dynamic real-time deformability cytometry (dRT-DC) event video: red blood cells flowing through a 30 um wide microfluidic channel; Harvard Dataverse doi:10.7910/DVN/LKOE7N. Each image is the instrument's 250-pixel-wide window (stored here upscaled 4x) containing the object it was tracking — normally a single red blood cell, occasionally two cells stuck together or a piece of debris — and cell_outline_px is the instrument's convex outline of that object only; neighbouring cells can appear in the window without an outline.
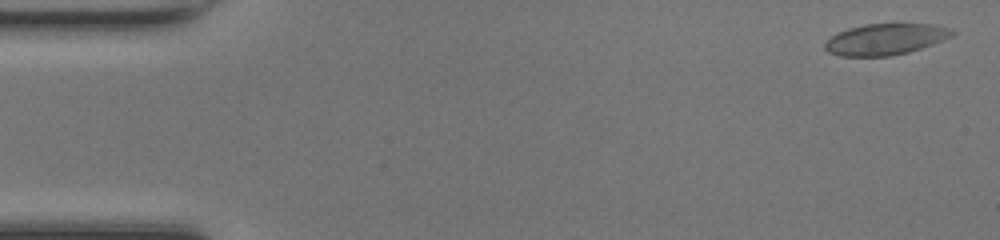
{"species": "common noctule bat (a hibernating species)", "species_latin": "Nyctalus noctula", "temperature_condition": "room temperature", "stored_images_in_passage": 49, "camera_frame_rate_fps": 3000, "um_per_image_px": 0.085, "animal": {"sex": "female", "body_mass_g": 17.0, "forearm_length_mm": 48.0}, "frame": {"image": 1, "passage_image": 2, "time_ms": 0.333, "image_size_px": [1000, 240], "cell_outline_px": [[956, 32], [952, 36], [944, 40], [908, 52], [888, 56], [840, 56], [828, 52], [824, 48], [824, 44], [832, 36], [848, 28], [864, 24], [932, 24], [952, 28]], "centroid_in_image_um": [75.28, 3.33], "position_along_channel_um": 9.7, "area_um2": 23.06}}
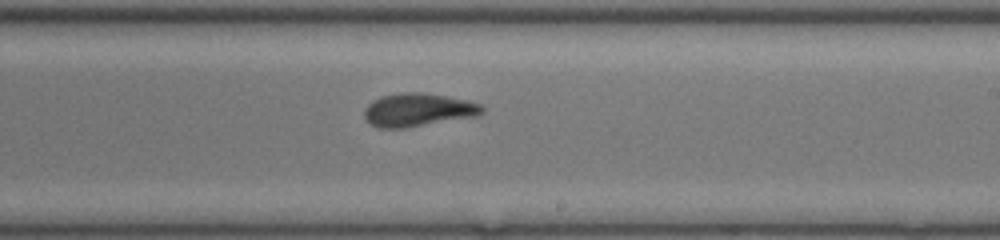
{"frame": {"image": 2, "passage_image": 29, "time_ms": 9.333, "image_size_px": [1000, 240], "cell_outline_px": [[484, 112], [480, 116], [408, 128], [376, 128], [368, 124], [364, 116], [364, 108], [372, 100], [380, 96], [404, 92], [420, 92], [444, 96], [464, 100], [480, 104], [484, 108]], "centroid_in_image_um": [35.5, 9.36], "position_along_channel_um": 253.5, "area_um2": 23.18}}
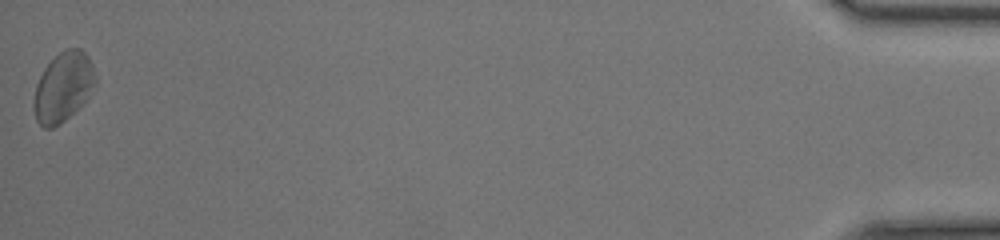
{"frame": {"image": 3, "passage_image": 49, "time_ms": 16.0, "image_size_px": [1000, 240], "cell_outline_px": [[96, 84], [84, 104], [80, 108], [60, 124], [52, 128], [44, 128], [36, 120], [32, 104], [36, 84], [44, 68], [64, 48], [80, 48], [88, 56], [92, 64], [96, 76]], "centroid_in_image_um": [5.38, 7.41], "position_along_channel_um": 429.8, "area_um2": 25.26}, "authors_computed_cell_mechanics": {"area_um2": 23.0622, "velocity_mm_per_s": 4.2223, "shape_relaxation_time_tau1_ms": 4.8127, "shape_relaxation_time_tau2_ms": 1.3636, "deformation_change_tau1": 0.1085, "deformation_change_tau2": 0.0606}}